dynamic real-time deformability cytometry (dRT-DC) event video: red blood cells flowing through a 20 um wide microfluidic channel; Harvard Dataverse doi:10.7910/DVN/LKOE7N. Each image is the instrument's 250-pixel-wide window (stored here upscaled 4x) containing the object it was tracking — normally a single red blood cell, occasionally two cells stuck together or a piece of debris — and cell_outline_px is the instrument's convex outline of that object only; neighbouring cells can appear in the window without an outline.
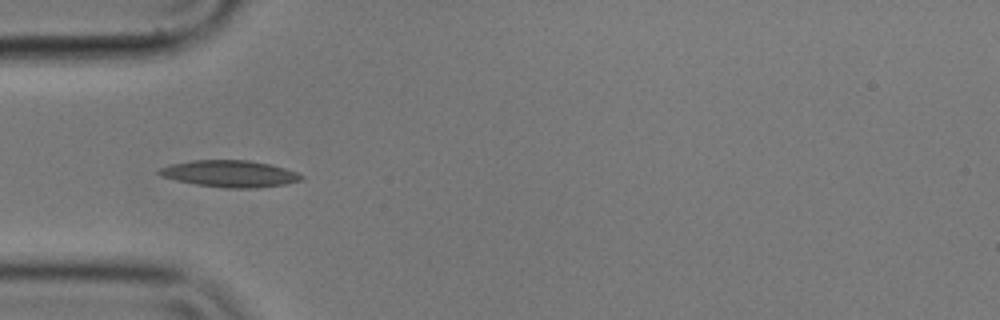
{"species": "common noctule bat (a hibernating species)", "species_latin": "Nyctalus noctula", "temperature_condition": "cold", "stored_images_in_passage": 6, "camera_frame_rate_fps": 3000, "um_per_image_px": 0.085, "animal": {"sex": "male", "body_mass_g": 17.9}, "frame": {"image": 1, "passage_image": 5, "time_ms": 1.333, "image_size_px": [1000, 320], "cell_outline_px": [[304, 180], [284, 184], [256, 188], [224, 188], [196, 184], [176, 180], [160, 176], [156, 172], [160, 168], [172, 164], [192, 160], [248, 160], [272, 164], [296, 172], [304, 176]], "centroid_in_image_um": [19.55, 14.76], "position_along_channel_um": 65.5, "area_um2": 22.2}}
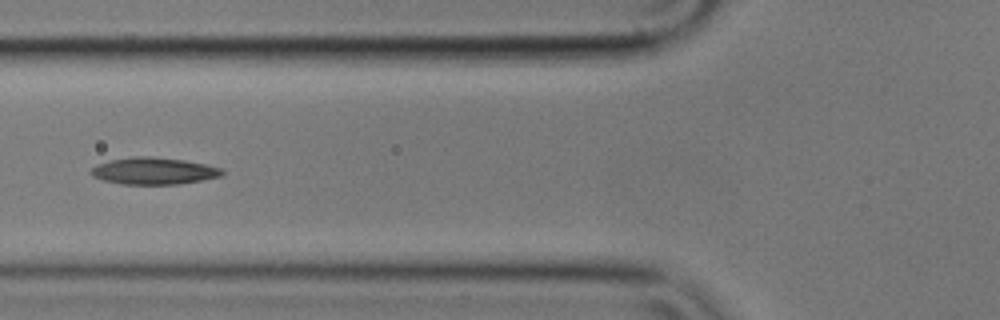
{"frame": {"image": 2, "passage_image": 6, "time_ms": 1.667, "image_size_px": [1000, 320], "cell_outline_px": [[224, 172], [220, 176], [200, 180], [176, 184], [120, 184], [104, 180], [92, 176], [88, 172], [96, 164], [108, 160], [132, 156], [148, 156], [184, 160], [204, 164], [220, 168]], "centroid_in_image_um": [12.98, 14.52], "position_along_channel_um": 112.8, "area_um2": 20.46}}